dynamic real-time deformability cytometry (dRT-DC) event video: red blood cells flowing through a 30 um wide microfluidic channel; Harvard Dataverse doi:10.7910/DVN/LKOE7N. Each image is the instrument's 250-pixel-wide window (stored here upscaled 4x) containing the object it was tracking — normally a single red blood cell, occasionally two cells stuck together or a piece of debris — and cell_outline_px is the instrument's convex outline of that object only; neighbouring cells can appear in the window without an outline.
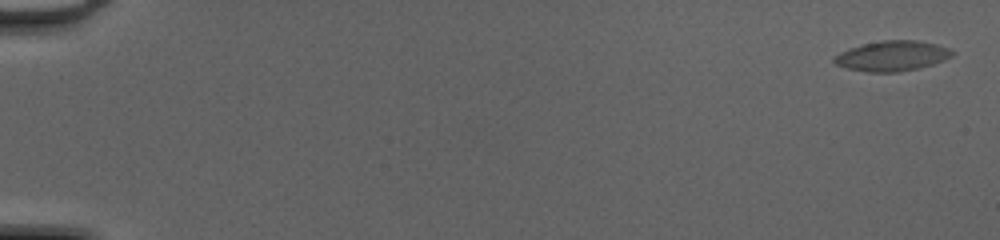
{"species": "common noctule bat (a hibernating species)", "species_latin": "Nyctalus noctula", "temperature_condition": "cold", "stored_images_in_passage": 53, "camera_frame_rate_fps": 3000, "um_per_image_px": 0.085, "animal": {"sex": "female", "body_mass_g": 20.0, "forearm_length_mm": 54.0}, "frame": {"image": 1, "passage_image": 2, "time_ms": 0.333, "image_size_px": [1000, 240], "cell_outline_px": [[956, 52], [932, 64], [900, 72], [868, 72], [848, 68], [836, 64], [832, 60], [840, 52], [864, 44], [884, 40], [912, 40], [936, 44], [948, 48]], "centroid_in_image_um": [75.81, 4.75], "position_along_channel_um": 9.2, "area_um2": 20.17}}
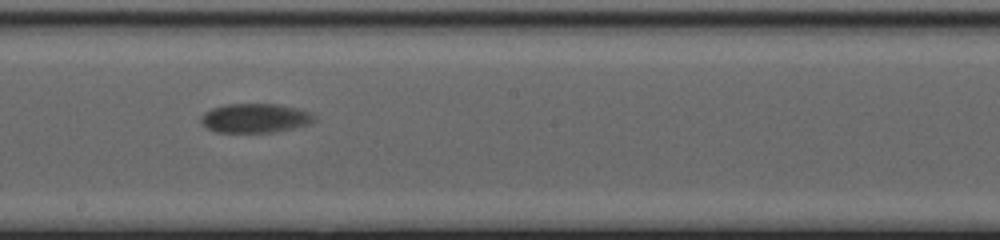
{"frame": {"image": 2, "passage_image": 32, "time_ms": 10.333, "image_size_px": [1000, 240], "cell_outline_px": [[316, 120], [308, 124], [292, 128], [272, 132], [216, 132], [208, 128], [200, 120], [200, 116], [204, 112], [212, 108], [228, 104], [276, 104], [308, 112], [316, 116]], "centroid_in_image_um": [21.65, 10.04], "position_along_channel_um": 226.6, "area_um2": 18.96}}
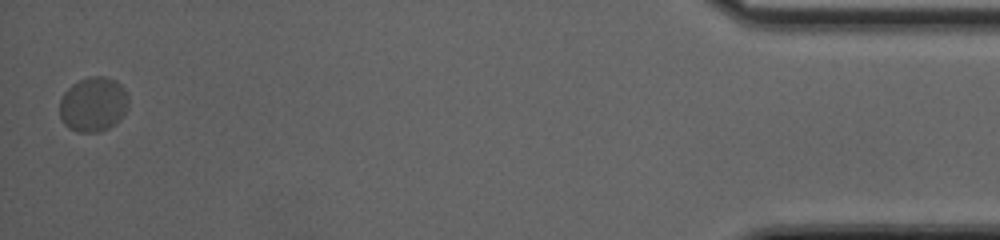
{"frame": {"image": 3, "passage_image": 53, "time_ms": 17.333, "image_size_px": [1000, 240], "cell_outline_px": [[128, 108], [108, 128], [100, 132], [80, 132], [68, 128], [64, 124], [60, 116], [60, 100], [64, 92], [72, 84], [80, 80], [92, 76], [104, 76], [116, 80], [124, 88], [128, 96]], "centroid_in_image_um": [7.91, 8.85], "position_along_channel_um": 427.3, "area_um2": 21.79}, "authors_computed_cell_mechanics": {"area_um2": 19.074, "velocity_mm_per_s": 4.0264, "shape_relaxation_time_tau1_ms": 1.7539, "shape_relaxation_time_tau2_ms": null, "deformation_change_tau1": 0.0719, "deformation_change_tau2": null}}